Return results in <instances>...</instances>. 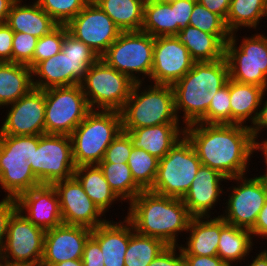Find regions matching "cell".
<instances>
[{"mask_svg": "<svg viewBox=\"0 0 267 266\" xmlns=\"http://www.w3.org/2000/svg\"><path fill=\"white\" fill-rule=\"evenodd\" d=\"M198 122L204 124H231L230 79L215 93L207 113Z\"/></svg>", "mask_w": 267, "mask_h": 266, "instance_id": "cell-39", "label": "cell"}, {"mask_svg": "<svg viewBox=\"0 0 267 266\" xmlns=\"http://www.w3.org/2000/svg\"><path fill=\"white\" fill-rule=\"evenodd\" d=\"M91 236L99 243L104 266H125L124 257L130 239V221L126 217L121 222L106 221L92 229Z\"/></svg>", "mask_w": 267, "mask_h": 266, "instance_id": "cell-23", "label": "cell"}, {"mask_svg": "<svg viewBox=\"0 0 267 266\" xmlns=\"http://www.w3.org/2000/svg\"><path fill=\"white\" fill-rule=\"evenodd\" d=\"M16 0H0V24L6 23L8 14Z\"/></svg>", "mask_w": 267, "mask_h": 266, "instance_id": "cell-54", "label": "cell"}, {"mask_svg": "<svg viewBox=\"0 0 267 266\" xmlns=\"http://www.w3.org/2000/svg\"><path fill=\"white\" fill-rule=\"evenodd\" d=\"M251 135L253 138V141L259 145L260 142L256 141L258 139L259 131H261L263 128H267V100L263 103V107H259V111L257 114V117L253 123V126H249Z\"/></svg>", "mask_w": 267, "mask_h": 266, "instance_id": "cell-51", "label": "cell"}, {"mask_svg": "<svg viewBox=\"0 0 267 266\" xmlns=\"http://www.w3.org/2000/svg\"><path fill=\"white\" fill-rule=\"evenodd\" d=\"M211 12L221 16L225 21L229 11L231 0H197Z\"/></svg>", "mask_w": 267, "mask_h": 266, "instance_id": "cell-52", "label": "cell"}, {"mask_svg": "<svg viewBox=\"0 0 267 266\" xmlns=\"http://www.w3.org/2000/svg\"><path fill=\"white\" fill-rule=\"evenodd\" d=\"M174 6L175 23H178V32L189 25L190 16L197 0H168Z\"/></svg>", "mask_w": 267, "mask_h": 266, "instance_id": "cell-46", "label": "cell"}, {"mask_svg": "<svg viewBox=\"0 0 267 266\" xmlns=\"http://www.w3.org/2000/svg\"><path fill=\"white\" fill-rule=\"evenodd\" d=\"M231 34H209L188 25L176 35L195 62H211L225 57V44Z\"/></svg>", "mask_w": 267, "mask_h": 266, "instance_id": "cell-25", "label": "cell"}, {"mask_svg": "<svg viewBox=\"0 0 267 266\" xmlns=\"http://www.w3.org/2000/svg\"><path fill=\"white\" fill-rule=\"evenodd\" d=\"M228 180H235L239 185L230 189L225 215L220 216L227 224L251 230L267 200V179L264 175L249 179L242 175Z\"/></svg>", "mask_w": 267, "mask_h": 266, "instance_id": "cell-13", "label": "cell"}, {"mask_svg": "<svg viewBox=\"0 0 267 266\" xmlns=\"http://www.w3.org/2000/svg\"><path fill=\"white\" fill-rule=\"evenodd\" d=\"M121 32L141 31L145 0H93Z\"/></svg>", "mask_w": 267, "mask_h": 266, "instance_id": "cell-32", "label": "cell"}, {"mask_svg": "<svg viewBox=\"0 0 267 266\" xmlns=\"http://www.w3.org/2000/svg\"><path fill=\"white\" fill-rule=\"evenodd\" d=\"M0 266H10V261H1L0 260Z\"/></svg>", "mask_w": 267, "mask_h": 266, "instance_id": "cell-59", "label": "cell"}, {"mask_svg": "<svg viewBox=\"0 0 267 266\" xmlns=\"http://www.w3.org/2000/svg\"><path fill=\"white\" fill-rule=\"evenodd\" d=\"M167 247L160 239L137 233L130 222V239L125 253V266H149Z\"/></svg>", "mask_w": 267, "mask_h": 266, "instance_id": "cell-35", "label": "cell"}, {"mask_svg": "<svg viewBox=\"0 0 267 266\" xmlns=\"http://www.w3.org/2000/svg\"><path fill=\"white\" fill-rule=\"evenodd\" d=\"M253 240L249 229L227 224L220 216V240L217 255L228 265L245 260L252 249Z\"/></svg>", "mask_w": 267, "mask_h": 266, "instance_id": "cell-30", "label": "cell"}, {"mask_svg": "<svg viewBox=\"0 0 267 266\" xmlns=\"http://www.w3.org/2000/svg\"><path fill=\"white\" fill-rule=\"evenodd\" d=\"M16 201L17 210L45 231L63 223L59 197L53 185L32 188L19 195Z\"/></svg>", "mask_w": 267, "mask_h": 266, "instance_id": "cell-21", "label": "cell"}, {"mask_svg": "<svg viewBox=\"0 0 267 266\" xmlns=\"http://www.w3.org/2000/svg\"><path fill=\"white\" fill-rule=\"evenodd\" d=\"M45 230L16 210L8 222L1 261L41 263Z\"/></svg>", "mask_w": 267, "mask_h": 266, "instance_id": "cell-15", "label": "cell"}, {"mask_svg": "<svg viewBox=\"0 0 267 266\" xmlns=\"http://www.w3.org/2000/svg\"><path fill=\"white\" fill-rule=\"evenodd\" d=\"M229 79L226 58L211 62H195L193 67L172 87L174 90L175 112H184L185 126L197 123L209 108L215 93Z\"/></svg>", "mask_w": 267, "mask_h": 266, "instance_id": "cell-3", "label": "cell"}, {"mask_svg": "<svg viewBox=\"0 0 267 266\" xmlns=\"http://www.w3.org/2000/svg\"><path fill=\"white\" fill-rule=\"evenodd\" d=\"M0 135L30 136L45 134V90L32 88L9 104Z\"/></svg>", "mask_w": 267, "mask_h": 266, "instance_id": "cell-17", "label": "cell"}, {"mask_svg": "<svg viewBox=\"0 0 267 266\" xmlns=\"http://www.w3.org/2000/svg\"><path fill=\"white\" fill-rule=\"evenodd\" d=\"M132 149L129 136L122 130L106 149L101 162L127 163Z\"/></svg>", "mask_w": 267, "mask_h": 266, "instance_id": "cell-44", "label": "cell"}, {"mask_svg": "<svg viewBox=\"0 0 267 266\" xmlns=\"http://www.w3.org/2000/svg\"><path fill=\"white\" fill-rule=\"evenodd\" d=\"M250 231L252 238L260 236L263 239H267V200L257 216L254 227Z\"/></svg>", "mask_w": 267, "mask_h": 266, "instance_id": "cell-53", "label": "cell"}, {"mask_svg": "<svg viewBox=\"0 0 267 266\" xmlns=\"http://www.w3.org/2000/svg\"><path fill=\"white\" fill-rule=\"evenodd\" d=\"M121 131L119 111L91 109L70 135L75 166L98 165Z\"/></svg>", "mask_w": 267, "mask_h": 266, "instance_id": "cell-5", "label": "cell"}, {"mask_svg": "<svg viewBox=\"0 0 267 266\" xmlns=\"http://www.w3.org/2000/svg\"><path fill=\"white\" fill-rule=\"evenodd\" d=\"M14 32L6 24H0V62H12V40Z\"/></svg>", "mask_w": 267, "mask_h": 266, "instance_id": "cell-49", "label": "cell"}, {"mask_svg": "<svg viewBox=\"0 0 267 266\" xmlns=\"http://www.w3.org/2000/svg\"><path fill=\"white\" fill-rule=\"evenodd\" d=\"M62 51L72 61H97L100 58L89 46L72 36L67 26Z\"/></svg>", "mask_w": 267, "mask_h": 266, "instance_id": "cell-43", "label": "cell"}, {"mask_svg": "<svg viewBox=\"0 0 267 266\" xmlns=\"http://www.w3.org/2000/svg\"><path fill=\"white\" fill-rule=\"evenodd\" d=\"M127 165L135 183L142 190H150L156 179L159 159L143 149L133 148Z\"/></svg>", "mask_w": 267, "mask_h": 266, "instance_id": "cell-37", "label": "cell"}, {"mask_svg": "<svg viewBox=\"0 0 267 266\" xmlns=\"http://www.w3.org/2000/svg\"><path fill=\"white\" fill-rule=\"evenodd\" d=\"M141 31L152 37L175 36L178 23H175L174 6L168 0L145 1Z\"/></svg>", "mask_w": 267, "mask_h": 266, "instance_id": "cell-33", "label": "cell"}, {"mask_svg": "<svg viewBox=\"0 0 267 266\" xmlns=\"http://www.w3.org/2000/svg\"><path fill=\"white\" fill-rule=\"evenodd\" d=\"M17 210L16 198L4 197L0 202V255L3 251L8 230V222Z\"/></svg>", "mask_w": 267, "mask_h": 266, "instance_id": "cell-45", "label": "cell"}, {"mask_svg": "<svg viewBox=\"0 0 267 266\" xmlns=\"http://www.w3.org/2000/svg\"><path fill=\"white\" fill-rule=\"evenodd\" d=\"M126 74L120 73L99 58L80 83L90 109L121 111L134 85Z\"/></svg>", "mask_w": 267, "mask_h": 266, "instance_id": "cell-8", "label": "cell"}, {"mask_svg": "<svg viewBox=\"0 0 267 266\" xmlns=\"http://www.w3.org/2000/svg\"><path fill=\"white\" fill-rule=\"evenodd\" d=\"M10 266H42L40 263L10 262Z\"/></svg>", "mask_w": 267, "mask_h": 266, "instance_id": "cell-58", "label": "cell"}, {"mask_svg": "<svg viewBox=\"0 0 267 266\" xmlns=\"http://www.w3.org/2000/svg\"><path fill=\"white\" fill-rule=\"evenodd\" d=\"M32 88V69L28 65L0 62V107L16 102Z\"/></svg>", "mask_w": 267, "mask_h": 266, "instance_id": "cell-29", "label": "cell"}, {"mask_svg": "<svg viewBox=\"0 0 267 266\" xmlns=\"http://www.w3.org/2000/svg\"><path fill=\"white\" fill-rule=\"evenodd\" d=\"M266 91L263 87L230 79L231 124L245 125L250 118L252 126Z\"/></svg>", "mask_w": 267, "mask_h": 266, "instance_id": "cell-28", "label": "cell"}, {"mask_svg": "<svg viewBox=\"0 0 267 266\" xmlns=\"http://www.w3.org/2000/svg\"><path fill=\"white\" fill-rule=\"evenodd\" d=\"M142 84L143 82L134 83L130 96L120 111L122 130L130 131L160 124H179L172 85H148L142 92L140 91Z\"/></svg>", "mask_w": 267, "mask_h": 266, "instance_id": "cell-4", "label": "cell"}, {"mask_svg": "<svg viewBox=\"0 0 267 266\" xmlns=\"http://www.w3.org/2000/svg\"><path fill=\"white\" fill-rule=\"evenodd\" d=\"M184 135L201 164L219 171L227 179L247 173L251 154L258 147L248 125L197 122L185 126Z\"/></svg>", "mask_w": 267, "mask_h": 266, "instance_id": "cell-1", "label": "cell"}, {"mask_svg": "<svg viewBox=\"0 0 267 266\" xmlns=\"http://www.w3.org/2000/svg\"><path fill=\"white\" fill-rule=\"evenodd\" d=\"M179 125L160 124L124 132L129 136L133 148L143 149L161 159L184 136V127L181 128Z\"/></svg>", "mask_w": 267, "mask_h": 266, "instance_id": "cell-24", "label": "cell"}, {"mask_svg": "<svg viewBox=\"0 0 267 266\" xmlns=\"http://www.w3.org/2000/svg\"><path fill=\"white\" fill-rule=\"evenodd\" d=\"M95 62L72 61L61 50L49 59L39 62L32 69L33 87L46 90L53 87L79 85L84 80L87 70ZM34 76L35 78L38 76V80H35Z\"/></svg>", "mask_w": 267, "mask_h": 266, "instance_id": "cell-20", "label": "cell"}, {"mask_svg": "<svg viewBox=\"0 0 267 266\" xmlns=\"http://www.w3.org/2000/svg\"><path fill=\"white\" fill-rule=\"evenodd\" d=\"M252 263L248 266H267V250L265 249L263 252H260L257 254L256 257H254Z\"/></svg>", "mask_w": 267, "mask_h": 266, "instance_id": "cell-55", "label": "cell"}, {"mask_svg": "<svg viewBox=\"0 0 267 266\" xmlns=\"http://www.w3.org/2000/svg\"><path fill=\"white\" fill-rule=\"evenodd\" d=\"M39 38L23 32H14L12 40V62L28 65L33 60Z\"/></svg>", "mask_w": 267, "mask_h": 266, "instance_id": "cell-42", "label": "cell"}, {"mask_svg": "<svg viewBox=\"0 0 267 266\" xmlns=\"http://www.w3.org/2000/svg\"><path fill=\"white\" fill-rule=\"evenodd\" d=\"M53 266H83L82 260H68V261H63L58 264H55Z\"/></svg>", "mask_w": 267, "mask_h": 266, "instance_id": "cell-57", "label": "cell"}, {"mask_svg": "<svg viewBox=\"0 0 267 266\" xmlns=\"http://www.w3.org/2000/svg\"><path fill=\"white\" fill-rule=\"evenodd\" d=\"M188 49L175 36L154 37L150 79L154 84L173 85L194 65Z\"/></svg>", "mask_w": 267, "mask_h": 266, "instance_id": "cell-18", "label": "cell"}, {"mask_svg": "<svg viewBox=\"0 0 267 266\" xmlns=\"http://www.w3.org/2000/svg\"><path fill=\"white\" fill-rule=\"evenodd\" d=\"M257 150L258 151H263V155L265 157V164H266V167H267V139L263 140L257 147ZM265 176V178L267 179V168H266V173L263 174Z\"/></svg>", "mask_w": 267, "mask_h": 266, "instance_id": "cell-56", "label": "cell"}, {"mask_svg": "<svg viewBox=\"0 0 267 266\" xmlns=\"http://www.w3.org/2000/svg\"><path fill=\"white\" fill-rule=\"evenodd\" d=\"M178 248V249H177ZM179 251V255L176 252ZM177 254V255H176ZM149 266H186L180 246H167Z\"/></svg>", "mask_w": 267, "mask_h": 266, "instance_id": "cell-47", "label": "cell"}, {"mask_svg": "<svg viewBox=\"0 0 267 266\" xmlns=\"http://www.w3.org/2000/svg\"><path fill=\"white\" fill-rule=\"evenodd\" d=\"M153 48L154 37L150 34L143 31L121 32L100 58L135 83L142 82L145 77L140 79L139 73L150 79Z\"/></svg>", "mask_w": 267, "mask_h": 266, "instance_id": "cell-9", "label": "cell"}, {"mask_svg": "<svg viewBox=\"0 0 267 266\" xmlns=\"http://www.w3.org/2000/svg\"><path fill=\"white\" fill-rule=\"evenodd\" d=\"M244 39V40H243ZM239 47L236 32L231 33L225 44V58L229 67V79L253 84L267 89V37L255 34L245 37Z\"/></svg>", "mask_w": 267, "mask_h": 266, "instance_id": "cell-10", "label": "cell"}, {"mask_svg": "<svg viewBox=\"0 0 267 266\" xmlns=\"http://www.w3.org/2000/svg\"><path fill=\"white\" fill-rule=\"evenodd\" d=\"M201 161L184 135L161 159L151 191L168 197L183 198L189 190Z\"/></svg>", "mask_w": 267, "mask_h": 266, "instance_id": "cell-7", "label": "cell"}, {"mask_svg": "<svg viewBox=\"0 0 267 266\" xmlns=\"http://www.w3.org/2000/svg\"><path fill=\"white\" fill-rule=\"evenodd\" d=\"M38 143L39 135H0V185L7 197L17 198L42 185L26 161Z\"/></svg>", "mask_w": 267, "mask_h": 266, "instance_id": "cell-6", "label": "cell"}, {"mask_svg": "<svg viewBox=\"0 0 267 266\" xmlns=\"http://www.w3.org/2000/svg\"><path fill=\"white\" fill-rule=\"evenodd\" d=\"M35 1L58 25H67L91 0Z\"/></svg>", "mask_w": 267, "mask_h": 266, "instance_id": "cell-38", "label": "cell"}, {"mask_svg": "<svg viewBox=\"0 0 267 266\" xmlns=\"http://www.w3.org/2000/svg\"><path fill=\"white\" fill-rule=\"evenodd\" d=\"M223 180L228 179L219 171L201 164L189 190L182 198L193 217L210 216V210L215 207L223 193L220 187Z\"/></svg>", "mask_w": 267, "mask_h": 266, "instance_id": "cell-22", "label": "cell"}, {"mask_svg": "<svg viewBox=\"0 0 267 266\" xmlns=\"http://www.w3.org/2000/svg\"><path fill=\"white\" fill-rule=\"evenodd\" d=\"M186 266H228L218 255L217 256H197L183 255Z\"/></svg>", "mask_w": 267, "mask_h": 266, "instance_id": "cell-50", "label": "cell"}, {"mask_svg": "<svg viewBox=\"0 0 267 266\" xmlns=\"http://www.w3.org/2000/svg\"><path fill=\"white\" fill-rule=\"evenodd\" d=\"M92 229L80 225L61 224L45 231L42 266L82 258L84 246Z\"/></svg>", "mask_w": 267, "mask_h": 266, "instance_id": "cell-19", "label": "cell"}, {"mask_svg": "<svg viewBox=\"0 0 267 266\" xmlns=\"http://www.w3.org/2000/svg\"><path fill=\"white\" fill-rule=\"evenodd\" d=\"M41 184L72 178L75 164L72 157L70 136L56 134L39 135L32 157L26 160Z\"/></svg>", "mask_w": 267, "mask_h": 266, "instance_id": "cell-12", "label": "cell"}, {"mask_svg": "<svg viewBox=\"0 0 267 266\" xmlns=\"http://www.w3.org/2000/svg\"><path fill=\"white\" fill-rule=\"evenodd\" d=\"M52 185L59 197L63 224L80 225L94 229L107 221L101 219L100 216H103L104 213L88 197L74 176L56 181Z\"/></svg>", "mask_w": 267, "mask_h": 266, "instance_id": "cell-16", "label": "cell"}, {"mask_svg": "<svg viewBox=\"0 0 267 266\" xmlns=\"http://www.w3.org/2000/svg\"><path fill=\"white\" fill-rule=\"evenodd\" d=\"M110 188L122 200L130 202L143 190L135 183L127 163L100 162Z\"/></svg>", "mask_w": 267, "mask_h": 266, "instance_id": "cell-36", "label": "cell"}, {"mask_svg": "<svg viewBox=\"0 0 267 266\" xmlns=\"http://www.w3.org/2000/svg\"><path fill=\"white\" fill-rule=\"evenodd\" d=\"M81 85L45 90V134L70 136L90 111Z\"/></svg>", "mask_w": 267, "mask_h": 266, "instance_id": "cell-11", "label": "cell"}, {"mask_svg": "<svg viewBox=\"0 0 267 266\" xmlns=\"http://www.w3.org/2000/svg\"><path fill=\"white\" fill-rule=\"evenodd\" d=\"M68 32L101 57L118 38L121 30L91 0L67 25Z\"/></svg>", "mask_w": 267, "mask_h": 266, "instance_id": "cell-14", "label": "cell"}, {"mask_svg": "<svg viewBox=\"0 0 267 266\" xmlns=\"http://www.w3.org/2000/svg\"><path fill=\"white\" fill-rule=\"evenodd\" d=\"M66 36V25H57L48 34L38 39L33 60L28 66L33 69L39 62L49 59L62 50L64 37Z\"/></svg>", "mask_w": 267, "mask_h": 266, "instance_id": "cell-40", "label": "cell"}, {"mask_svg": "<svg viewBox=\"0 0 267 266\" xmlns=\"http://www.w3.org/2000/svg\"><path fill=\"white\" fill-rule=\"evenodd\" d=\"M189 25L209 34H231L225 20L198 1L193 8Z\"/></svg>", "mask_w": 267, "mask_h": 266, "instance_id": "cell-41", "label": "cell"}, {"mask_svg": "<svg viewBox=\"0 0 267 266\" xmlns=\"http://www.w3.org/2000/svg\"><path fill=\"white\" fill-rule=\"evenodd\" d=\"M264 16L267 17V0H231L225 22L233 33L241 27L256 29Z\"/></svg>", "mask_w": 267, "mask_h": 266, "instance_id": "cell-34", "label": "cell"}, {"mask_svg": "<svg viewBox=\"0 0 267 266\" xmlns=\"http://www.w3.org/2000/svg\"><path fill=\"white\" fill-rule=\"evenodd\" d=\"M16 0L8 14L6 24L13 32H23L41 38L58 24L38 5L23 4Z\"/></svg>", "mask_w": 267, "mask_h": 266, "instance_id": "cell-27", "label": "cell"}, {"mask_svg": "<svg viewBox=\"0 0 267 266\" xmlns=\"http://www.w3.org/2000/svg\"><path fill=\"white\" fill-rule=\"evenodd\" d=\"M82 185L88 197L105 213L120 198L110 188L99 165H83L75 168L73 175Z\"/></svg>", "mask_w": 267, "mask_h": 266, "instance_id": "cell-31", "label": "cell"}, {"mask_svg": "<svg viewBox=\"0 0 267 266\" xmlns=\"http://www.w3.org/2000/svg\"><path fill=\"white\" fill-rule=\"evenodd\" d=\"M81 260L83 266H104V259L99 243L92 236L85 243Z\"/></svg>", "mask_w": 267, "mask_h": 266, "instance_id": "cell-48", "label": "cell"}, {"mask_svg": "<svg viewBox=\"0 0 267 266\" xmlns=\"http://www.w3.org/2000/svg\"><path fill=\"white\" fill-rule=\"evenodd\" d=\"M187 232L190 235L186 237L188 239L186 247L180 245L183 255L217 256L220 216L213 219L210 216L192 217Z\"/></svg>", "mask_w": 267, "mask_h": 266, "instance_id": "cell-26", "label": "cell"}, {"mask_svg": "<svg viewBox=\"0 0 267 266\" xmlns=\"http://www.w3.org/2000/svg\"><path fill=\"white\" fill-rule=\"evenodd\" d=\"M129 204L126 218L134 230L160 239L167 246H178V234L182 231L187 233L193 217L181 198L164 196L151 190H143Z\"/></svg>", "mask_w": 267, "mask_h": 266, "instance_id": "cell-2", "label": "cell"}]
</instances>
